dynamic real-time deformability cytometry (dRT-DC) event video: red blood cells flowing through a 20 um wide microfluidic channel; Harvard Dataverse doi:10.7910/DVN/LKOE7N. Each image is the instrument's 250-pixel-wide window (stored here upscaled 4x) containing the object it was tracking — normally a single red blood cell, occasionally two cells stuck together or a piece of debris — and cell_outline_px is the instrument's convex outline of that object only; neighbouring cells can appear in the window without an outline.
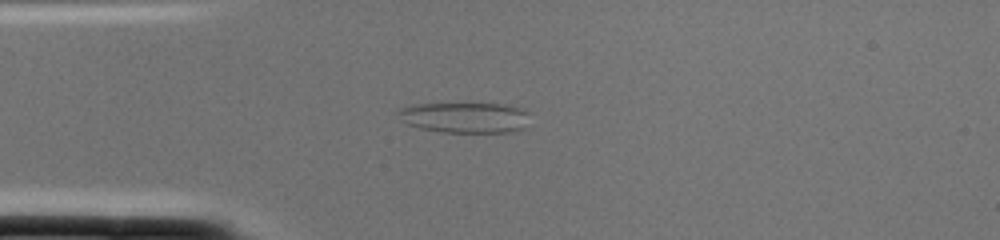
{"species": "common noctule bat (a hibernating species)", "species_latin": "Nyctalus noctula", "temperature_condition": "cold", "stored_images_in_passage": 1, "camera_frame_rate_fps": 3000, "um_per_image_px": 0.085, "animal": {"sex": "female", "body_mass_g": 22.0, "forearm_length_mm": 56.7}, "frame": {"image": 1, "passage_image": 1, "time_ms": 0.0, "image_size_px": [1000, 240], "cell_outline_px": [[528, 112], [524, 128], [508, 132], [440, 132], [420, 128], [408, 124], [400, 120], [396, 112], [400, 108], [416, 104], [504, 104], [520, 108]], "centroid_in_image_um": [39.47, 9.99], "position_along_channel_um": 45.5, "area_um2": 23.29}}